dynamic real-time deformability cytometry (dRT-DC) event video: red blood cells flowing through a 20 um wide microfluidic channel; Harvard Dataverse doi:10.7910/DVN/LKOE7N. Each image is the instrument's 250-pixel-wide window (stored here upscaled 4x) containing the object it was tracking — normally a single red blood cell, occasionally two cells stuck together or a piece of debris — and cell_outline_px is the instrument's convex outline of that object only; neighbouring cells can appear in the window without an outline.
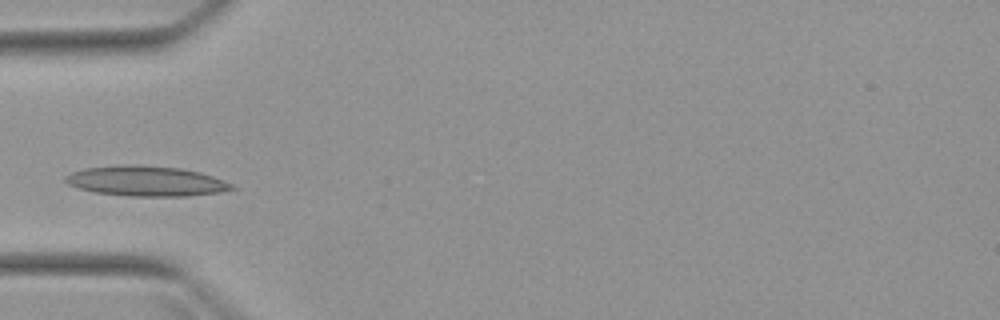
{"species": "Egyptian fruit bat (a non-hibernating species)", "species_latin": "Rousettus aegyptiacus", "temperature_condition": "warm", "stored_images_in_passage": 4, "camera_frame_rate_fps": 3000, "um_per_image_px": 0.085, "animal": {"sex": "female"}, "frame": {"image": 1, "passage_image": 4, "time_ms": 3.333, "image_size_px": [1000, 320], "cell_outline_px": [[236, 188], [220, 192], [188, 196], [128, 196], [96, 192], [80, 188], [68, 184], [64, 180], [64, 176], [72, 172], [84, 168], [116, 164], [136, 164], [180, 168], [200, 172], [224, 180], [232, 184]], "centroid_in_image_um": [12.4, 15.38], "position_along_channel_um": 72.6, "area_um2": 29.36}}